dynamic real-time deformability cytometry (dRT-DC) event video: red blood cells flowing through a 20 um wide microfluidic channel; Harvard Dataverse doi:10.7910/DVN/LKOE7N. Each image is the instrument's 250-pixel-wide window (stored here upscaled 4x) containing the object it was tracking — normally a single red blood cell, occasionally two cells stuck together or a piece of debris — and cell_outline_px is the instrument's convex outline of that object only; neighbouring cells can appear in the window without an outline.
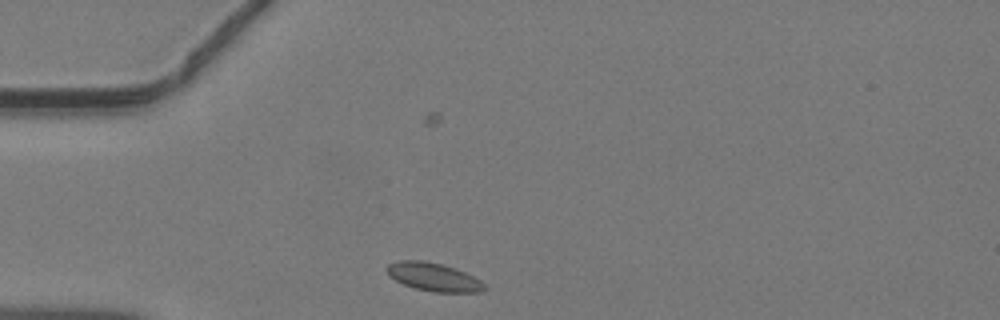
{"species": "common noctule bat (a hibernating species)", "species_latin": "Nyctalus noctula", "temperature_condition": "warm", "stored_images_in_passage": 35, "camera_frame_rate_fps": 3000, "um_per_image_px": 0.085, "animal": {"sex": "male", "body_mass_g": 19.2, "forearm_length_mm": 51.8}, "frame": {"image": 1, "passage_image": 1, "time_ms": 0.0, "image_size_px": [1000, 320], "cell_outline_px": [[488, 288], [480, 292], [432, 292], [416, 288], [404, 284], [388, 276], [384, 268], [388, 264], [400, 260], [424, 260], [444, 264], [456, 268], [480, 280]], "centroid_in_image_um": [36.83, 23.53], "position_along_channel_um": 48.2, "area_um2": 16.24}}
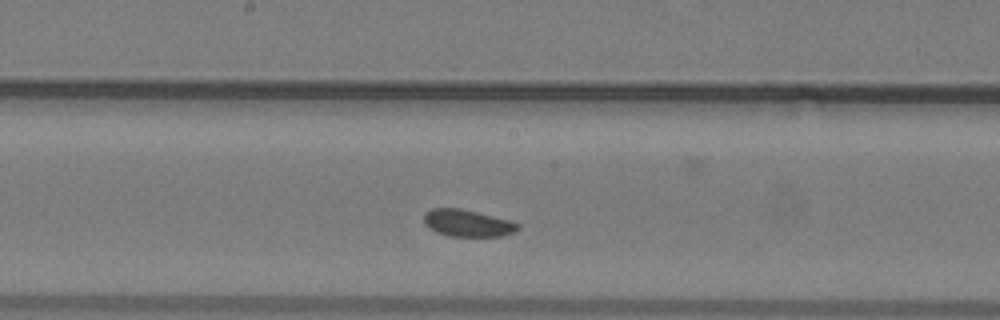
{"frame": {"image": 2, "passage_image": 13, "time_ms": 4.0, "image_size_px": [1000, 320], "cell_outline_px": [[520, 228], [516, 232], [500, 236], [448, 236], [436, 232], [428, 228], [424, 224], [424, 212], [432, 208], [460, 208], [508, 220], [520, 224]], "centroid_in_image_um": [39.71, 18.97], "position_along_channel_um": 208.5, "area_um2": 14.8}}
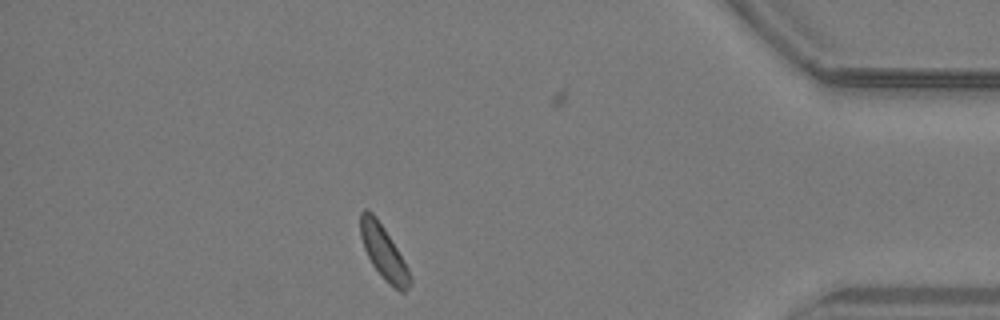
{"frame": {"image": 3, "passage_image": 29, "time_ms": 9.333, "image_size_px": [1000, 320], "cell_outline_px": [[412, 284], [404, 292], [400, 292], [384, 280], [372, 264], [364, 248], [360, 236], [360, 212], [364, 208], [368, 208], [376, 216], [384, 228], [408, 268], [412, 280]], "centroid_in_image_um": [32.59, 21.44], "position_along_channel_um": 402.6, "area_um2": 15.43}}